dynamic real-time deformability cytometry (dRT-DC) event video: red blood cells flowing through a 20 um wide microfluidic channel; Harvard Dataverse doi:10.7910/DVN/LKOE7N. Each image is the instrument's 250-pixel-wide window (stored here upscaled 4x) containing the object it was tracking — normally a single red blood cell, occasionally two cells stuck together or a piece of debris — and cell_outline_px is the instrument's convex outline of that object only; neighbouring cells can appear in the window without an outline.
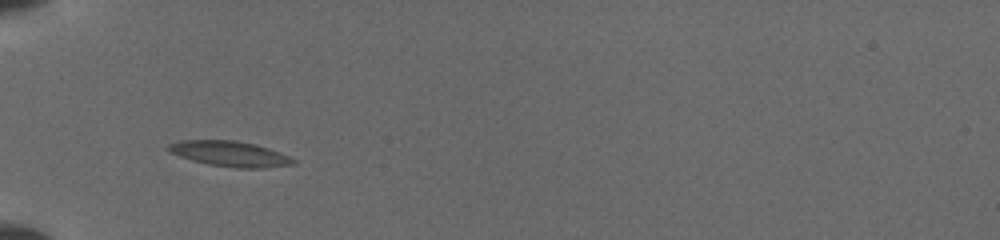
{"species": "common noctule bat (a hibernating species)", "species_latin": "Nyctalus noctula", "temperature_condition": "cold", "stored_images_in_passage": 8, "camera_frame_rate_fps": 3000, "um_per_image_px": 0.085, "animal": {"sex": "female", "body_mass_g": 19.5, "forearm_length_mm": 54.1}, "frame": {"image": 1, "passage_image": 1, "time_ms": 0.0, "image_size_px": [1000, 240], "cell_outline_px": [[296, 164], [264, 168], [236, 168], [208, 164], [192, 160], [168, 152], [168, 144], [180, 140], [236, 140], [256, 144], [268, 148], [288, 156], [296, 160]], "centroid_in_image_um": [19.54, 13.07], "position_along_channel_um": 65.5, "area_um2": 18.5}}
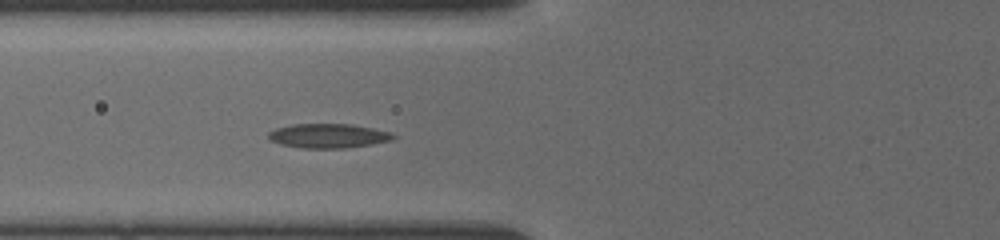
{"frame": {"image": 2, "passage_image": 3, "time_ms": 1.0, "image_size_px": [1000, 240], "cell_outline_px": [[396, 136], [392, 140], [372, 144], [344, 148], [304, 148], [280, 144], [268, 140], [268, 132], [276, 128], [292, 124], [352, 124], [392, 132]], "centroid_in_image_um": [27.89, 11.54], "position_along_channel_um": 97.9, "area_um2": 17.74}}
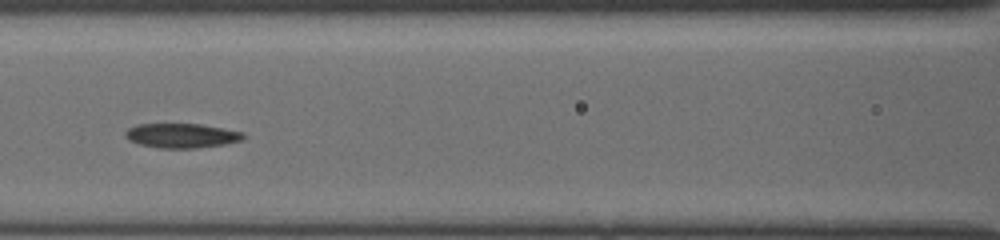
{"frame": {"image": 3, "passage_image": 6, "time_ms": 2.333, "image_size_px": [1000, 240], "cell_outline_px": [[244, 136], [240, 140], [224, 144], [196, 148], [156, 148], [140, 144], [128, 140], [124, 136], [124, 132], [128, 128], [136, 124], [200, 124], [244, 132]], "centroid_in_image_um": [15.38, 11.52], "position_along_channel_um": 151.2, "area_um2": 16.82}}